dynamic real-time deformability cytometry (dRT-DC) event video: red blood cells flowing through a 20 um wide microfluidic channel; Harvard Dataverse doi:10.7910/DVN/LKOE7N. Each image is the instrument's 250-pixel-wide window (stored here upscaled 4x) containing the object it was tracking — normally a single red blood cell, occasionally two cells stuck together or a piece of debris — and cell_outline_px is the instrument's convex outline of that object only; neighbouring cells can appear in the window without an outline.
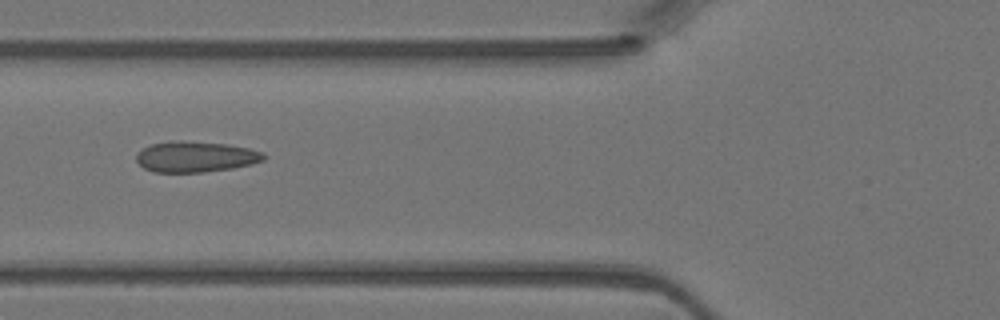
{"species": "Egyptian fruit bat (a non-hibernating species)", "species_latin": "Rousettus aegyptiacus", "temperature_condition": "warm", "stored_images_in_passage": 4, "camera_frame_rate_fps": 3000, "um_per_image_px": 0.085, "animal": {"sex": "female"}, "frame": {"image": 1, "passage_image": 4, "time_ms": 1.0, "image_size_px": [1000, 320], "cell_outline_px": [[268, 156], [264, 160], [252, 164], [232, 168], [204, 172], [152, 172], [144, 168], [136, 160], [136, 156], [144, 148], [152, 144], [176, 140], [228, 144], [248, 148], [264, 152]], "centroid_in_image_um": [16.67, 13.33], "position_along_channel_um": 109.1, "area_um2": 22.83}}